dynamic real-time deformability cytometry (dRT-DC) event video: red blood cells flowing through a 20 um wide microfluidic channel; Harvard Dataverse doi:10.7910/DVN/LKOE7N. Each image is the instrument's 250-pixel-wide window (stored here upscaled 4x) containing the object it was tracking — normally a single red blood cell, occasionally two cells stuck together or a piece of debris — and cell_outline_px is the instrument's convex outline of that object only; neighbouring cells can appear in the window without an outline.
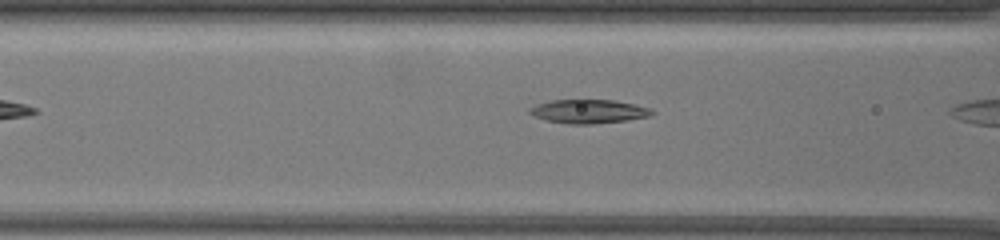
{"species": "common noctule bat (a hibernating species)", "species_latin": "Nyctalus noctula", "temperature_condition": "warm", "stored_images_in_passage": 11, "camera_frame_rate_fps": 3000, "um_per_image_px": 0.085, "animal": {"sex": "female", "body_mass_g": 19.5, "forearm_length_mm": 54.1}, "frame": {"image": 1, "passage_image": 4, "time_ms": 1.0, "image_size_px": [1000, 240], "cell_outline_px": [[656, 112], [652, 116], [628, 120], [592, 124], [568, 124], [544, 120], [528, 112], [528, 108], [536, 104], [552, 100], [612, 100], [636, 104], [652, 108]], "centroid_in_image_um": [50.08, 9.47], "position_along_channel_um": 116.5, "area_um2": 17.17}}
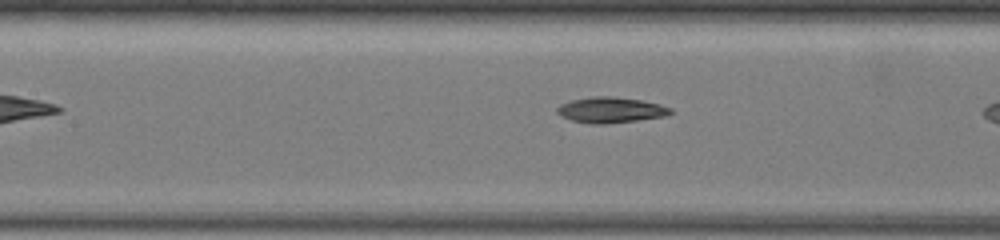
{"frame": {"image": 2, "passage_image": 8, "time_ms": 2.333, "image_size_px": [1000, 240], "cell_outline_px": [[672, 112], [668, 116], [604, 124], [592, 124], [572, 120], [560, 116], [556, 112], [556, 108], [560, 104], [572, 100], [592, 96], [616, 96], [640, 100], [660, 104], [672, 108]], "centroid_in_image_um": [51.91, 9.34], "position_along_channel_um": 155.5, "area_um2": 17.05}}